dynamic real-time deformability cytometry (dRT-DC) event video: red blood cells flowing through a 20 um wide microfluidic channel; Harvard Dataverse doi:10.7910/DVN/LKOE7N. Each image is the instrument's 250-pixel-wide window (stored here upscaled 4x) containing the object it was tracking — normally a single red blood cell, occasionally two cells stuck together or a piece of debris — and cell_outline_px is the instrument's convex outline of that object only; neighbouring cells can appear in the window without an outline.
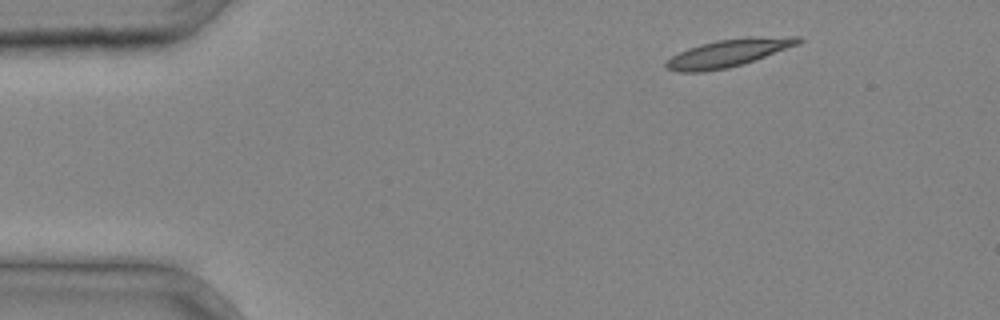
{"species": "common noctule bat (a hibernating species)", "species_latin": "Nyctalus noctula", "temperature_condition": "cold", "stored_images_in_passage": 4, "camera_frame_rate_fps": 3000, "um_per_image_px": 0.085, "animal": {"sex": "male", "body_mass_g": 20.4}, "frame": {"image": 1, "passage_image": 1, "time_ms": 0.0, "image_size_px": [1000, 320], "cell_outline_px": [[804, 40], [800, 44], [728, 68], [704, 72], [676, 72], [664, 68], [664, 64], [672, 56], [688, 48], [700, 44], [716, 40], [748, 36], [800, 36]], "centroid_in_image_um": [61.91, 4.49], "position_along_channel_um": 23.1, "area_um2": 21.39}}
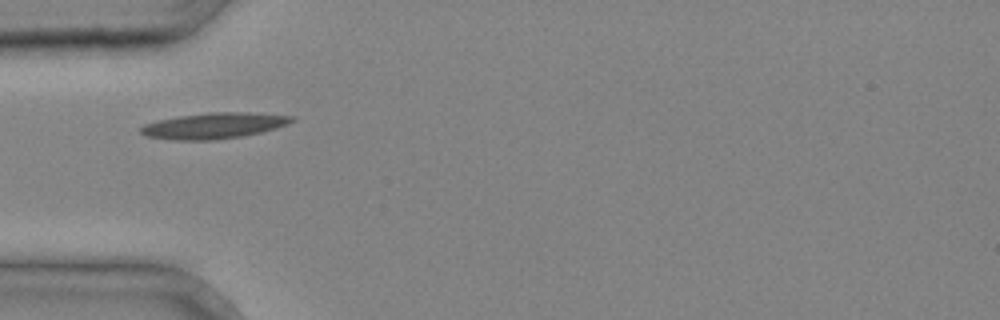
{"frame": {"image": 2, "passage_image": 3, "time_ms": 0.667, "image_size_px": [1000, 320], "cell_outline_px": [[296, 120], [288, 124], [276, 128], [244, 136], [216, 140], [172, 140], [144, 136], [140, 132], [140, 128], [144, 124], [156, 120], [180, 116], [208, 112], [248, 112], [292, 116]], "centroid_in_image_um": [18.16, 10.69], "position_along_channel_um": 66.8, "area_um2": 22.95}}